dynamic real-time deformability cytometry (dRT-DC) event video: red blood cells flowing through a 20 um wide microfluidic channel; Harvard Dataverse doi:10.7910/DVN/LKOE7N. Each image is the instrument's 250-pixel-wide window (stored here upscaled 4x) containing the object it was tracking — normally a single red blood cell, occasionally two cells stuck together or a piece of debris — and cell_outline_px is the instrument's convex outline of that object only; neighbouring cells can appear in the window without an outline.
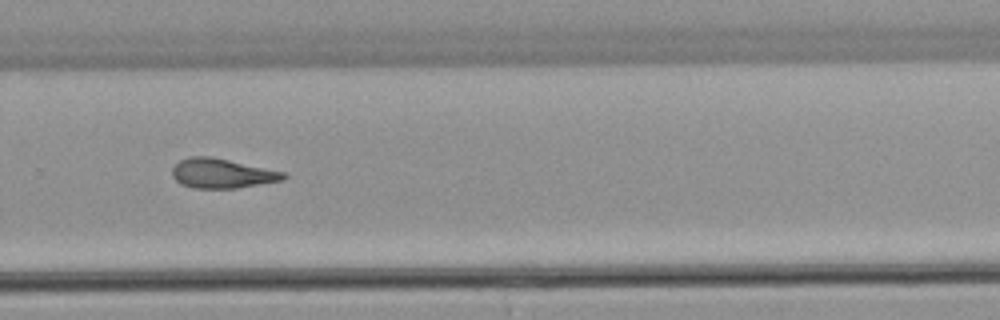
{"species": "common noctule bat (a hibernating species)", "species_latin": "Nyctalus noctula", "temperature_condition": "warm", "stored_images_in_passage": 36, "camera_frame_rate_fps": 3000, "um_per_image_px": 0.085, "animal": {"sex": "male", "body_mass_g": 21.5, "forearm_length_mm": 52.0}, "frame": {"image": 1, "passage_image": 21, "time_ms": 6.667, "image_size_px": [1000, 320], "cell_outline_px": [[288, 176], [280, 180], [236, 188], [192, 188], [180, 184], [172, 176], [172, 168], [180, 160], [188, 156], [212, 156], [284, 172]], "centroid_in_image_um": [18.81, 14.73], "position_along_channel_um": 311.0, "area_um2": 19.07}}